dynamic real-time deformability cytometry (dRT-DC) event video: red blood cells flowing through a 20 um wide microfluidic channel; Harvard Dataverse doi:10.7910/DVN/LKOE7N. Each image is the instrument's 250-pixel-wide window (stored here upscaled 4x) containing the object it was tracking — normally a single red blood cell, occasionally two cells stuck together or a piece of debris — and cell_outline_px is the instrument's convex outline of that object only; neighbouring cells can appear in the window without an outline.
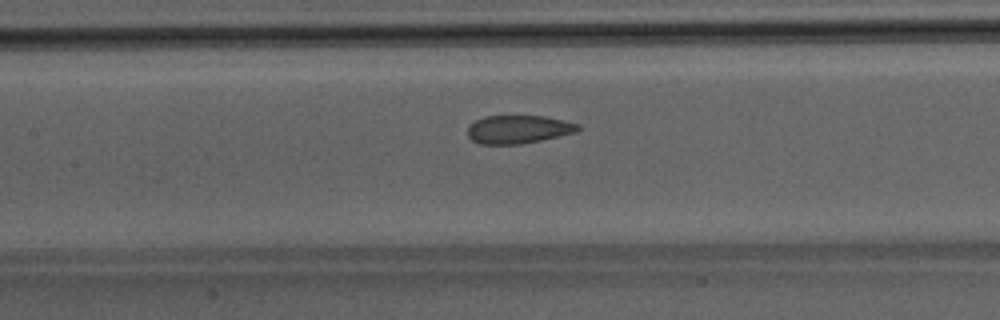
{"species": "Egyptian fruit bat (a non-hibernating species)", "species_latin": "Rousettus aegyptiacus", "temperature_condition": "room temperature", "stored_images_in_passage": 31, "camera_frame_rate_fps": 3000, "um_per_image_px": 0.085, "animal": {"sex": "male"}, "frame": {"image": 1, "passage_image": 14, "time_ms": 4.333, "image_size_px": [1000, 320], "cell_outline_px": [[580, 128], [576, 132], [540, 140], [520, 144], [480, 144], [472, 140], [468, 136], [468, 124], [484, 116], [544, 116], [580, 124]], "centroid_in_image_um": [44.03, 10.99], "position_along_channel_um": 163.4, "area_um2": 18.09}}
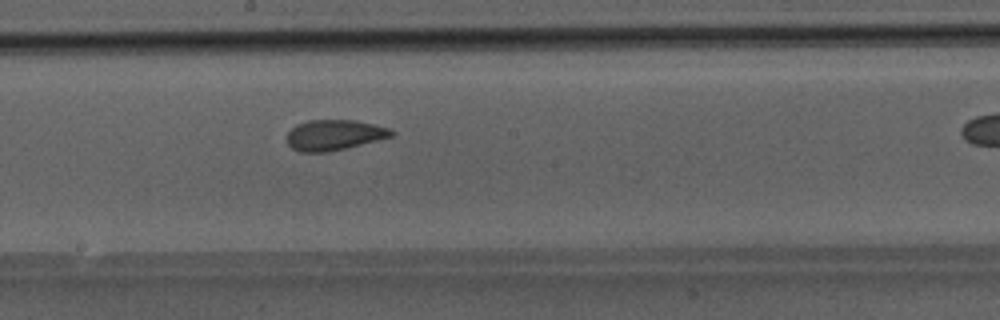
{"frame": {"image": 2, "passage_image": 18, "time_ms": 5.667, "image_size_px": [1000, 320], "cell_outline_px": [[396, 132], [392, 136], [328, 152], [300, 152], [292, 148], [288, 144], [288, 132], [296, 124], [308, 120], [356, 120], [388, 128]], "centroid_in_image_um": [28.38, 11.47], "position_along_channel_um": 219.8, "area_um2": 18.32}}